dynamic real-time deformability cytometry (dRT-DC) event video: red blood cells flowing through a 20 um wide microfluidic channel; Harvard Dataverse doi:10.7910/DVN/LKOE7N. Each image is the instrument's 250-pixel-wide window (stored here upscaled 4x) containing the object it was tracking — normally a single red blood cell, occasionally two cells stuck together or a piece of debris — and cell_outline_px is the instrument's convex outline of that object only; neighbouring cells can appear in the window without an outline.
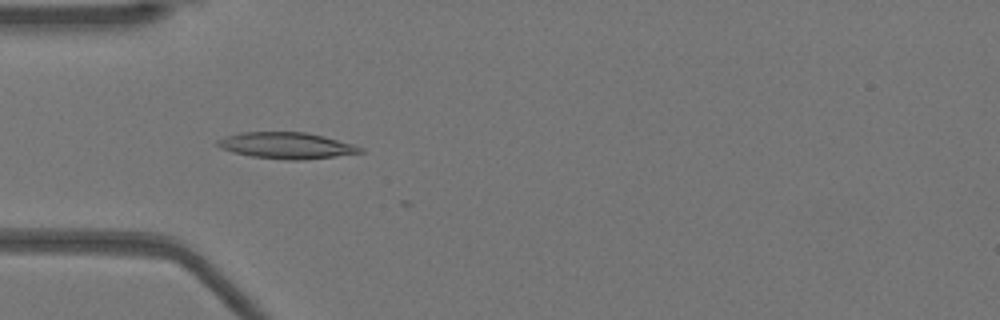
{"species": "Egyptian fruit bat (a non-hibernating species)", "species_latin": "Rousettus aegyptiacus", "temperature_condition": "warm", "stored_images_in_passage": 17, "camera_frame_rate_fps": 3000, "um_per_image_px": 0.085, "animal": {"sex": "female"}, "frame": {"image": 1, "passage_image": 16, "time_ms": 5.0, "image_size_px": [1000, 320], "cell_outline_px": [[364, 152], [336, 156], [304, 160], [284, 160], [252, 156], [232, 152], [220, 148], [216, 144], [216, 140], [240, 132], [304, 132], [324, 136], [352, 144], [364, 148]], "centroid_in_image_um": [24.35, 12.37], "position_along_channel_um": 60.7, "area_um2": 21.85}}